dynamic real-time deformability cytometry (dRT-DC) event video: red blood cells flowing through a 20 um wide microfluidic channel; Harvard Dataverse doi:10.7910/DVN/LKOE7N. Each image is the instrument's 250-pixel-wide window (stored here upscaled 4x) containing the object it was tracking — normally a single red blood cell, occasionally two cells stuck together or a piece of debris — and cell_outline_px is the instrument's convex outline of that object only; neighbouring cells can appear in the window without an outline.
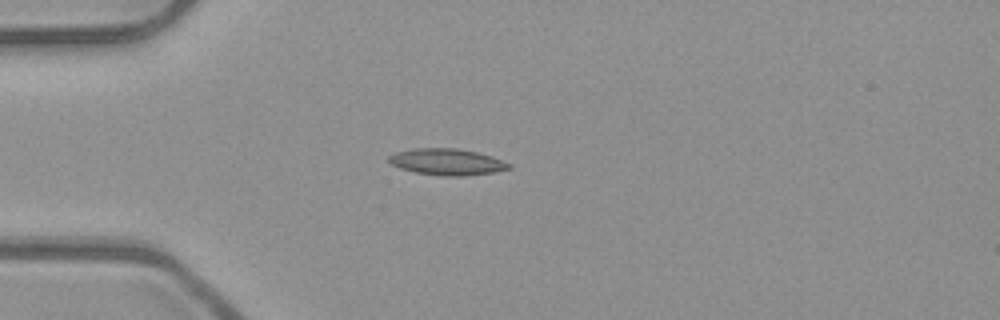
{"species": "common noctule bat (a hibernating species)", "species_latin": "Nyctalus noctula", "temperature_condition": "room temperature", "stored_images_in_passage": 4, "camera_frame_rate_fps": 3000, "um_per_image_px": 0.085, "animal": {"sex": "male", "body_mass_g": 23.1, "forearm_length_mm": 52.7}, "frame": {"image": 1, "passage_image": 4, "time_ms": 1.0, "image_size_px": [1000, 320], "cell_outline_px": [[512, 168], [496, 172], [464, 176], [444, 176], [416, 172], [400, 168], [392, 164], [388, 160], [388, 156], [396, 152], [412, 148], [456, 148], [476, 152], [492, 156], [512, 164]], "centroid_in_image_um": [38.02, 13.76], "position_along_channel_um": 47.0, "area_um2": 18.55}}